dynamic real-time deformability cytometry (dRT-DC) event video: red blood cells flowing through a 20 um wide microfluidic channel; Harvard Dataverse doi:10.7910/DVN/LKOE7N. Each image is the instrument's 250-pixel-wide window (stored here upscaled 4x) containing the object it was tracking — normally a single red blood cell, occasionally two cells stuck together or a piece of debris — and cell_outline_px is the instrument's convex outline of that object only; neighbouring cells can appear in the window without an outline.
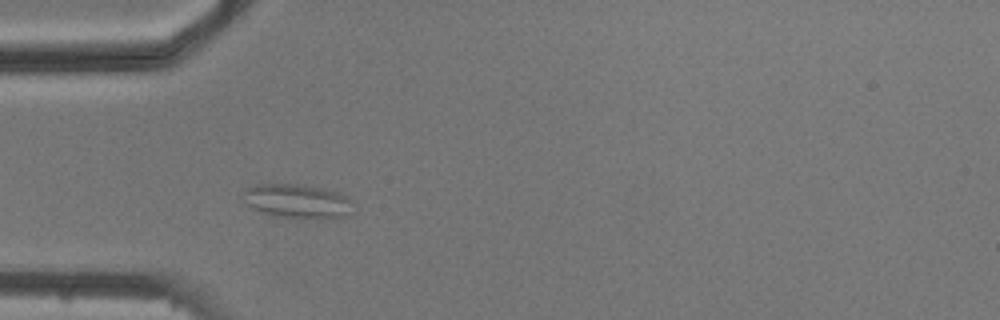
{"species": "common noctule bat (a hibernating species)", "species_latin": "Nyctalus noctula", "temperature_condition": "cold", "stored_images_in_passage": 4, "camera_frame_rate_fps": 3000, "um_per_image_px": 0.085, "animal": {"sex": "male", "body_mass_g": 20.5, "forearm_length_mm": 52.5}, "frame": {"image": 1, "passage_image": 3, "time_ms": 2.333, "image_size_px": [1000, 320], "cell_outline_px": [[348, 212], [344, 216], [280, 216], [264, 212], [252, 208], [248, 204], [244, 192], [244, 188], [256, 184], [300, 184], [320, 188], [336, 192], [344, 196], [348, 200]], "centroid_in_image_um": [25.15, 17.03], "position_along_channel_um": 59.9, "area_um2": 20.29}}
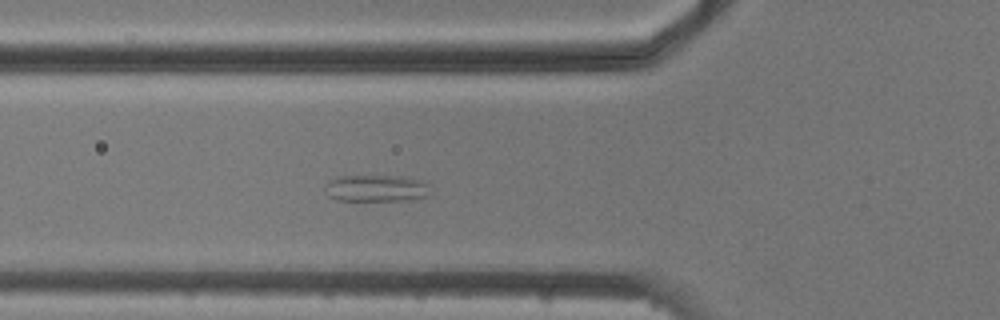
{"frame": {"image": 2, "passage_image": 4, "time_ms": 3.333, "image_size_px": [1000, 320], "cell_outline_px": [[428, 196], [408, 200], [336, 200], [328, 196], [324, 192], [324, 188], [328, 180], [340, 176], [400, 176], [420, 180], [428, 184]], "centroid_in_image_um": [31.92, 16.0], "position_along_channel_um": 93.9, "area_um2": 16.42}}